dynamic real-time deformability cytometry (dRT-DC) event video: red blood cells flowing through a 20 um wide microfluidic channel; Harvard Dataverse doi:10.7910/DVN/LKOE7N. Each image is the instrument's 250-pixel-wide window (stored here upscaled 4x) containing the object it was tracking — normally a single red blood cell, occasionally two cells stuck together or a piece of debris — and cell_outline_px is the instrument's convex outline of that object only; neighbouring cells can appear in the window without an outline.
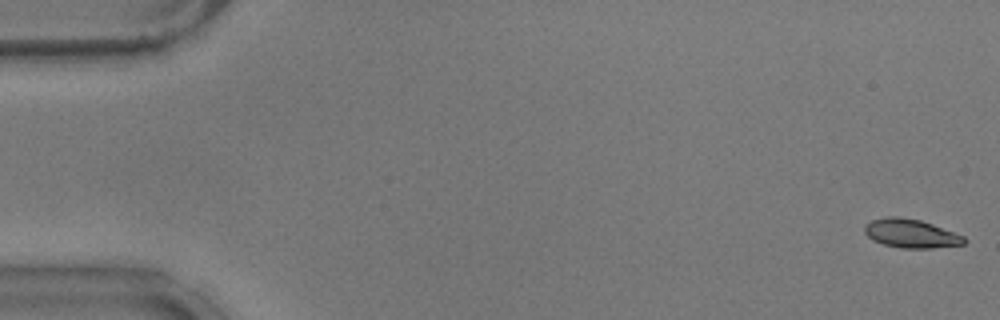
{"species": "common noctule bat (a hibernating species)", "species_latin": "Nyctalus noctula", "temperature_condition": "warm", "stored_images_in_passage": 19, "camera_frame_rate_fps": 3000, "um_per_image_px": 0.085, "animal": {"sex": "male", "body_mass_g": 17.9}, "frame": {"image": 1, "passage_image": 1, "time_ms": 0.0, "image_size_px": [1000, 320], "cell_outline_px": [[968, 240], [964, 244], [932, 248], [900, 248], [884, 244], [872, 240], [864, 232], [864, 224], [872, 220], [884, 216], [900, 216], [920, 220], [932, 224], [964, 236]], "centroid_in_image_um": [77.4, 19.84], "position_along_channel_um": 7.6, "area_um2": 16.76}}
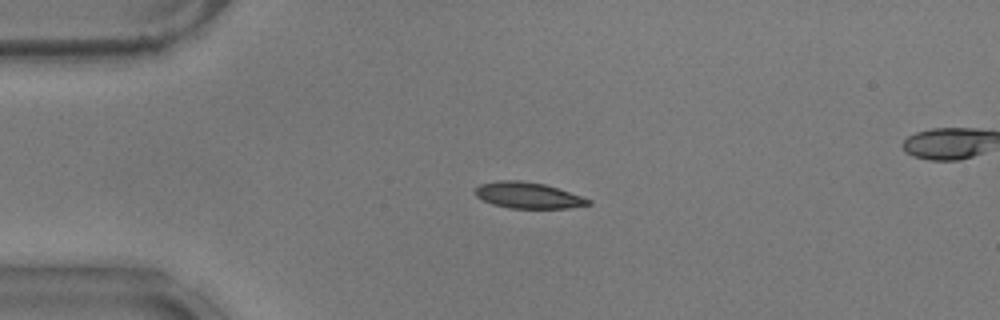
{"frame": {"image": 2, "passage_image": 13, "time_ms": 4.0, "image_size_px": [1000, 320], "cell_outline_px": [[592, 204], [568, 208], [508, 208], [492, 204], [476, 196], [476, 188], [480, 184], [500, 180], [520, 180], [544, 184], [592, 200]], "centroid_in_image_um": [44.88, 16.61], "position_along_channel_um": 40.1, "area_um2": 16.99}}